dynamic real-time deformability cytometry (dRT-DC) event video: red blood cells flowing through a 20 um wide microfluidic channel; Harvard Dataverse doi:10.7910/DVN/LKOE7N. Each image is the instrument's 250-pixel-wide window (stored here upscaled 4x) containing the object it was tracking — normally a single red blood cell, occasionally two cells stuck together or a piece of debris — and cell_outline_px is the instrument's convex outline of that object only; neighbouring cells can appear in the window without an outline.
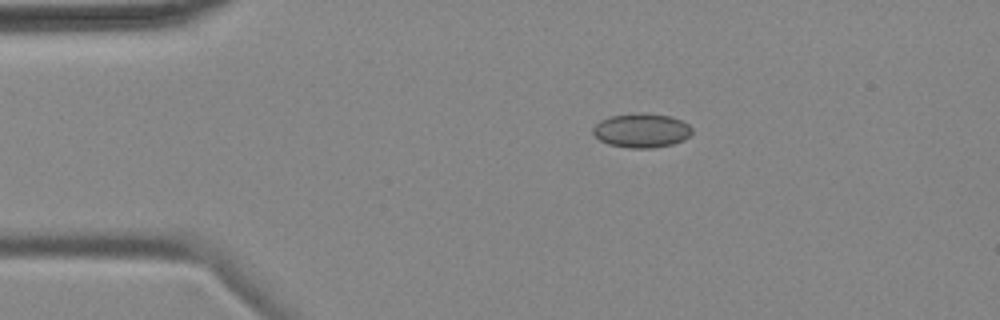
{"species": "common noctule bat (a hibernating species)", "species_latin": "Nyctalus noctula", "temperature_condition": "cold", "stored_images_in_passage": 6, "camera_frame_rate_fps": 3000, "um_per_image_px": 0.085, "animal": {"sex": "female", "body_mass_g": 18.4}, "frame": {"image": 1, "passage_image": 1, "time_ms": 0.0, "image_size_px": [1000, 320], "cell_outline_px": [[692, 132], [684, 140], [672, 144], [652, 148], [628, 148], [608, 144], [600, 140], [592, 132], [592, 128], [600, 120], [608, 116], [672, 116], [688, 124], [692, 128]], "centroid_in_image_um": [54.52, 11.14], "position_along_channel_um": 30.5, "area_um2": 18.96}}
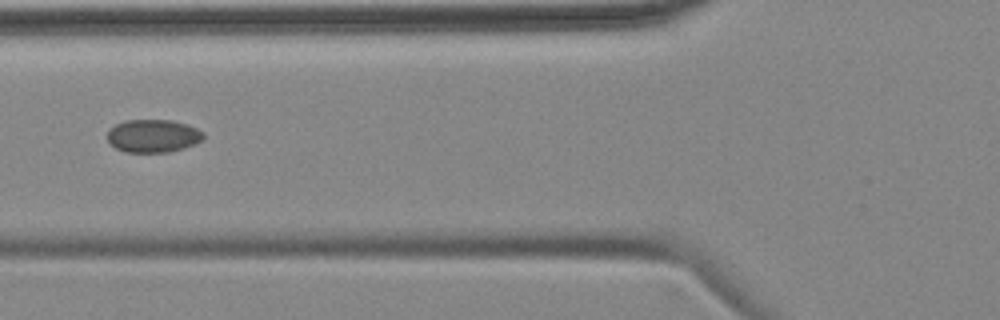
{"frame": {"image": 2, "passage_image": 4, "time_ms": 3.667, "image_size_px": [1000, 320], "cell_outline_px": [[204, 136], [200, 140], [184, 148], [168, 152], [124, 152], [116, 148], [108, 140], [108, 132], [116, 124], [128, 120], [172, 120], [188, 124], [204, 132]], "centroid_in_image_um": [13.02, 11.55], "position_along_channel_um": 112.8, "area_um2": 18.26}}
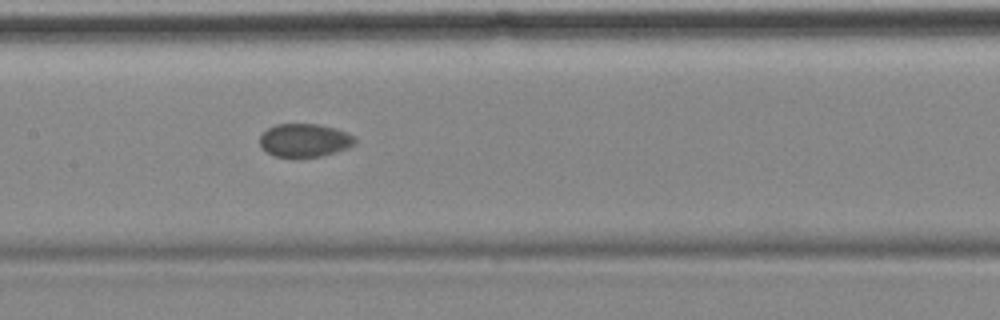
{"frame": {"image": 3, "passage_image": 6, "time_ms": 5.667, "image_size_px": [1000, 320], "cell_outline_px": [[356, 144], [348, 148], [320, 156], [276, 156], [268, 152], [260, 144], [260, 136], [268, 128], [276, 124], [320, 124], [336, 128], [348, 132], [356, 140]], "centroid_in_image_um": [25.93, 11.9], "position_along_channel_um": 181.5, "area_um2": 18.21}}